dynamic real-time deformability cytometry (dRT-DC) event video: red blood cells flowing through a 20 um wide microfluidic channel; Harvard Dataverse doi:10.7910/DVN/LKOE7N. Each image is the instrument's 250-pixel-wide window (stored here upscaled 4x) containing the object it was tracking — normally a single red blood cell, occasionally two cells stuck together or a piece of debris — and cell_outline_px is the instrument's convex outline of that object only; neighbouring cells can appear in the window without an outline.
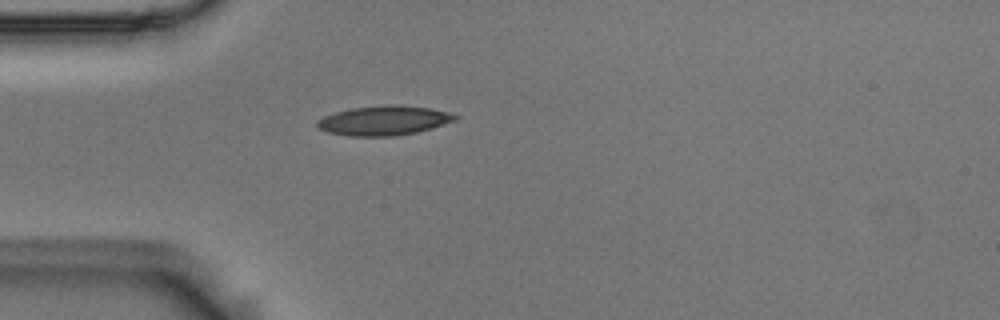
{"species": "Egyptian fruit bat (a non-hibernating species)", "species_latin": "Rousettus aegyptiacus", "temperature_condition": "room temperature", "stored_images_in_passage": 40, "camera_frame_rate_fps": 3000, "um_per_image_px": 0.085, "animal": {"sex": "male"}, "frame": {"image": 1, "passage_image": 1, "time_ms": 0.0, "image_size_px": [1000, 320], "cell_outline_px": [[460, 116], [456, 120], [416, 132], [392, 136], [348, 136], [328, 132], [316, 128], [316, 120], [324, 116], [336, 112], [352, 108], [428, 108], [448, 112]], "centroid_in_image_um": [32.55, 10.3], "position_along_channel_um": 52.4, "area_um2": 22.43}}
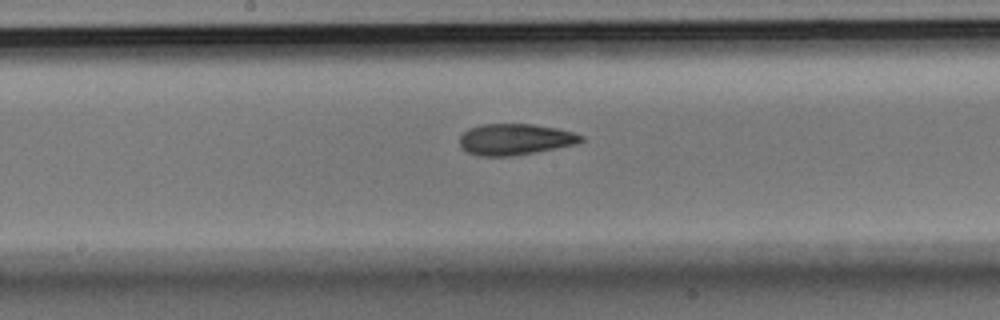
{"frame": {"image": 2, "passage_image": 14, "time_ms": 4.333, "image_size_px": [1000, 320], "cell_outline_px": [[584, 140], [576, 144], [556, 148], [512, 156], [480, 156], [468, 152], [460, 148], [460, 136], [468, 128], [480, 124], [532, 124], [556, 128], [572, 132], [584, 136]], "centroid_in_image_um": [43.76, 11.84], "position_along_channel_um": 204.4, "area_um2": 22.08}}
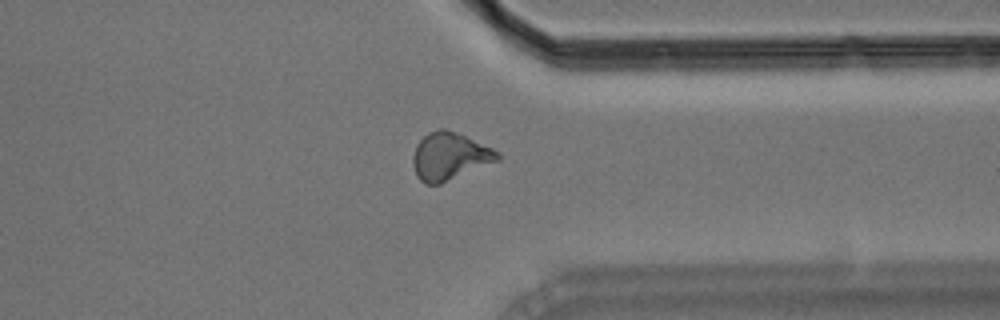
{"frame": {"image": 3, "passage_image": 28, "time_ms": 9.0, "image_size_px": [1000, 320], "cell_outline_px": [[500, 160], [440, 184], [424, 184], [416, 176], [412, 164], [412, 156], [416, 144], [428, 132], [440, 128], [444, 128], [456, 132], [492, 148], [500, 152]], "centroid_in_image_um": [38.19, 13.29], "position_along_channel_um": 373.2, "area_um2": 23.52}, "authors_computed_cell_mechanics": {"area_um2": 22.253, "velocity_mm_per_s": 3.6728, "shape_relaxation_time_tau1_ms": 8.0348, "shape_relaxation_time_tau2_ms": 2.7867, "deformation_change_tau1": 0.1823, "deformation_change_tau2": 0.0891}}